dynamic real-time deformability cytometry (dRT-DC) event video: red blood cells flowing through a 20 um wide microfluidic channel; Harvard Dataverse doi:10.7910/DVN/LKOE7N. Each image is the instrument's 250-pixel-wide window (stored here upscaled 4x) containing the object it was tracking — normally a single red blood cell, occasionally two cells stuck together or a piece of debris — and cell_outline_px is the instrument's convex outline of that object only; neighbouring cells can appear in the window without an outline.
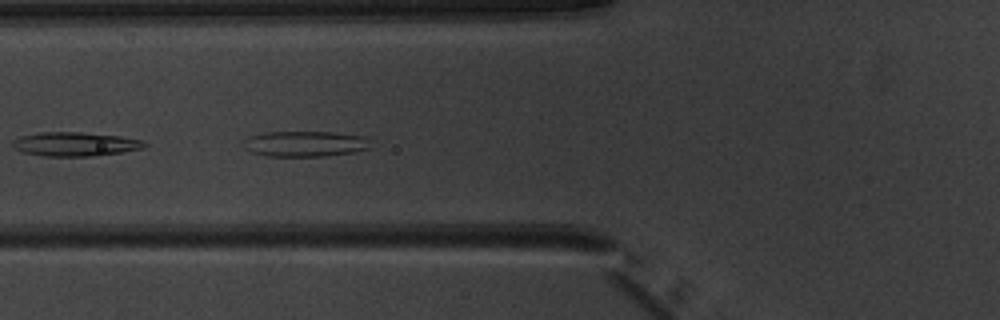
{"species": "common noctule bat (a hibernating species)", "species_latin": "Nyctalus noctula", "temperature_condition": "warm", "stored_images_in_passage": 23, "camera_frame_rate_fps": 3000, "um_per_image_px": 0.085, "animal": {"sex": "male", "body_mass_g": 20.1, "forearm_length_mm": 53.5}, "frame": {"image": 1, "passage_image": 20, "time_ms": 6.333, "image_size_px": [1000, 320], "cell_outline_px": [[372, 148], [356, 152], [324, 156], [268, 156], [252, 152], [244, 148], [244, 140], [248, 136], [264, 132], [332, 132], [364, 136], [368, 140]], "centroid_in_image_um": [25.94, 12.22], "position_along_channel_um": 99.9, "area_um2": 19.07}}